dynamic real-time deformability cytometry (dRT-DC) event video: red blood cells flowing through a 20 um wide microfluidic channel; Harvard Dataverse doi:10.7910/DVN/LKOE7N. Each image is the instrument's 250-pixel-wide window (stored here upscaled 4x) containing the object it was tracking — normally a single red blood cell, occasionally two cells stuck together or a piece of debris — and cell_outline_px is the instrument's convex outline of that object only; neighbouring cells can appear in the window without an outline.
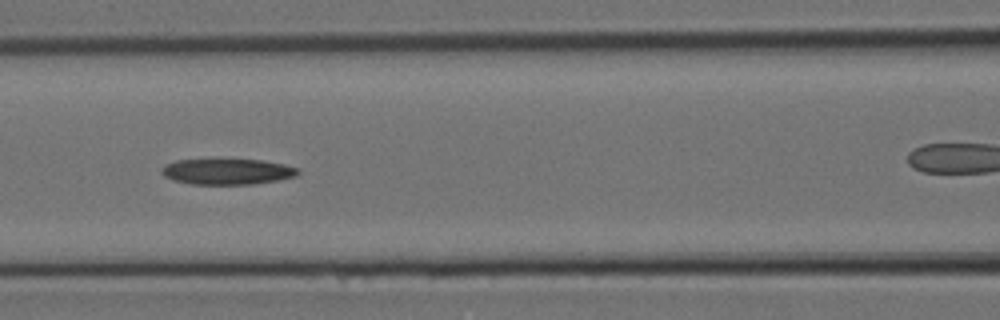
{"species": "Egyptian fruit bat (a non-hibernating species)", "species_latin": "Rousettus aegyptiacus", "temperature_condition": "room temperature", "stored_images_in_passage": 11, "segment_of_instrument_passage": [1, 2], "camera_frame_rate_fps": 3000, "um_per_image_px": 0.085, "animal": {"sex": "female"}, "frame": {"image": 1, "passage_image": 8, "time_ms": 2.333, "image_size_px": [1000, 320], "cell_outline_px": [[300, 172], [296, 176], [276, 180], [252, 184], [192, 184], [172, 180], [164, 176], [160, 172], [160, 168], [164, 164], [176, 160], [212, 156], [220, 156], [264, 160], [284, 164], [300, 168]], "centroid_in_image_um": [19.25, 14.51], "position_along_channel_um": 147.3, "area_um2": 21.91}}
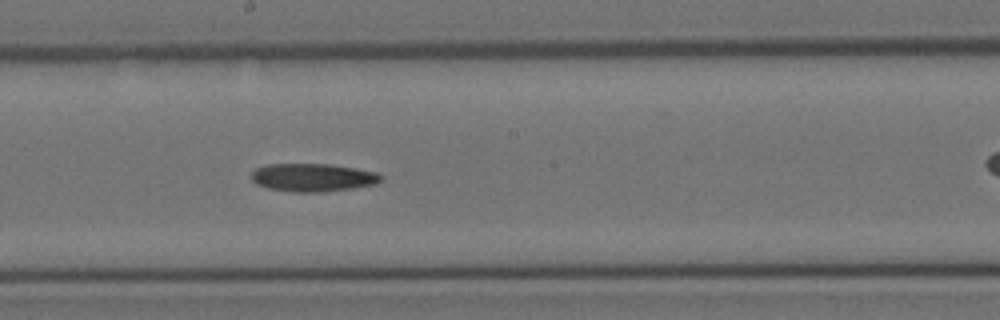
{"frame": {"image": 2, "passage_image": 10, "time_ms": 3.0, "image_size_px": [1000, 320], "cell_outline_px": [[384, 180], [376, 184], [352, 188], [324, 192], [292, 192], [268, 188], [256, 184], [252, 180], [252, 172], [256, 168], [264, 164], [328, 164], [356, 168], [376, 172], [384, 176]], "centroid_in_image_um": [26.61, 15.09], "position_along_channel_um": 221.6, "area_um2": 21.39}}